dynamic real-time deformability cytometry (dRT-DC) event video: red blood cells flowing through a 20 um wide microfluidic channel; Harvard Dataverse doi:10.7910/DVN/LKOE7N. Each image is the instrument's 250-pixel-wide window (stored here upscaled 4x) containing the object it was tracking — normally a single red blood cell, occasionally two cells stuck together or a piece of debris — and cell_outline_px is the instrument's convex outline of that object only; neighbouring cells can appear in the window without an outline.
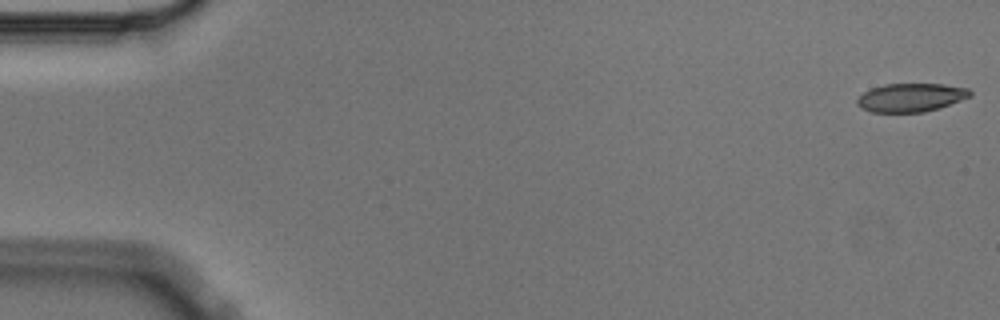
{"species": "Egyptian fruit bat (a non-hibernating species)", "species_latin": "Rousettus aegyptiacus", "temperature_condition": "cold", "stored_images_in_passage": 5, "camera_frame_rate_fps": 3000, "um_per_image_px": 0.085, "animal": {"sex": "male"}, "frame": {"image": 1, "passage_image": 1, "time_ms": 0.0, "image_size_px": [1000, 320], "cell_outline_px": [[972, 96], [940, 108], [924, 112], [872, 112], [860, 108], [856, 104], [856, 100], [864, 92], [872, 88], [884, 84], [944, 84], [968, 88], [972, 92]], "centroid_in_image_um": [77.44, 8.29], "position_along_channel_um": 7.6, "area_um2": 18.84}}
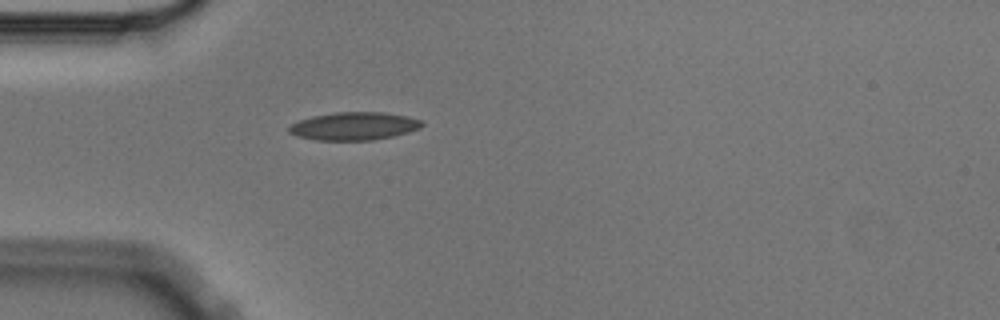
{"frame": {"image": 2, "passage_image": 5, "time_ms": 1.333, "image_size_px": [1000, 320], "cell_outline_px": [[424, 124], [420, 128], [408, 132], [392, 136], [372, 140], [316, 140], [300, 136], [288, 132], [288, 128], [292, 124], [300, 120], [312, 116], [336, 112], [384, 112], [408, 116], [420, 120]], "centroid_in_image_um": [30.11, 10.71], "position_along_channel_um": 54.9, "area_um2": 21.5}}